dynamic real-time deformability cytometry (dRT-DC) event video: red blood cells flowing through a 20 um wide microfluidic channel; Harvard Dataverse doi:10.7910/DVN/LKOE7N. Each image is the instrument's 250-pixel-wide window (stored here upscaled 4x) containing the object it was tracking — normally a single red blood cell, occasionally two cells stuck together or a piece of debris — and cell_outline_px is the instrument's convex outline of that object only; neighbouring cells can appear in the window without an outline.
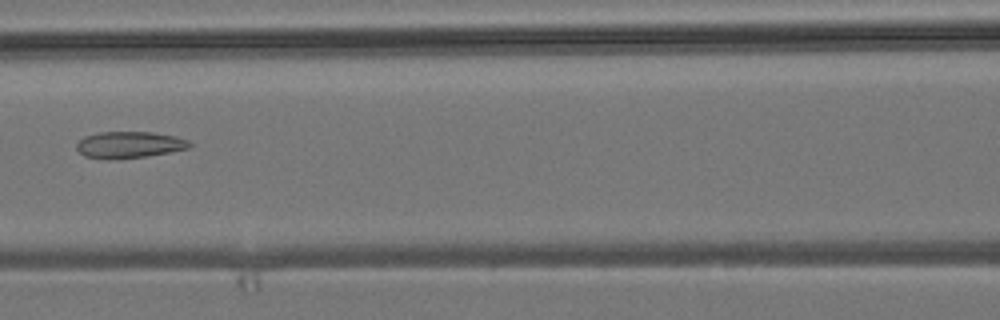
{"species": "common noctule bat (a hibernating species)", "species_latin": "Nyctalus noctula", "temperature_condition": "room temperature", "stored_images_in_passage": 3, "camera_frame_rate_fps": 3000, "um_per_image_px": 0.085, "animal": {"sex": "male", "body_mass_g": 19.2, "forearm_length_mm": 51.8}, "frame": {"image": 1, "passage_image": 3, "time_ms": 2.333, "image_size_px": [1000, 320], "cell_outline_px": [[192, 144], [188, 148], [148, 156], [108, 160], [84, 156], [76, 148], [76, 144], [84, 136], [100, 132], [152, 132], [176, 136], [188, 140]], "centroid_in_image_um": [10.97, 12.31], "position_along_channel_um": 155.6, "area_um2": 17.51}}